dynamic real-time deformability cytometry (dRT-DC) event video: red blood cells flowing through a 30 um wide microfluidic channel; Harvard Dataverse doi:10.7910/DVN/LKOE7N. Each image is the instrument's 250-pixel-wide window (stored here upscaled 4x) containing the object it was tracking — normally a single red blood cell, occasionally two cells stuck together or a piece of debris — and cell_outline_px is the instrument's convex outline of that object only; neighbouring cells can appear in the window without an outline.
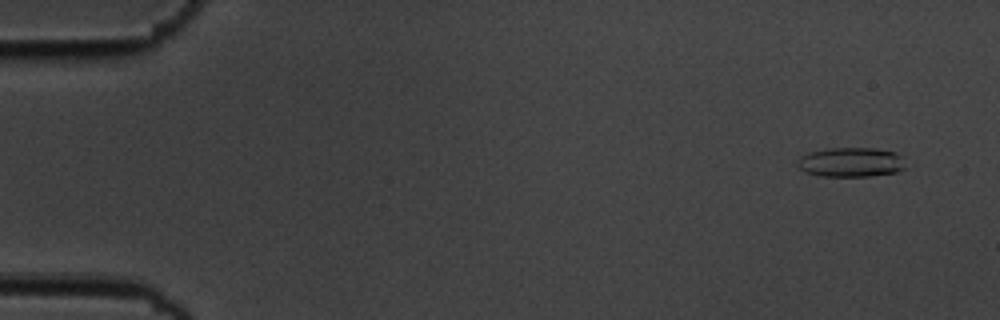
{"species": "common noctule bat (a hibernating species)", "species_latin": "Nyctalus noctula", "temperature_condition": "cold", "stored_images_in_passage": 5, "camera_frame_rate_fps": 3000, "um_per_image_px": 0.085, "animal": {"sex": "male", "body_mass_g": 19.5, "forearm_length_mm": 54.6}, "frame": {"image": 1, "passage_image": 1, "time_ms": 0.0, "image_size_px": [1000, 320], "cell_outline_px": [[904, 168], [896, 172], [872, 176], [820, 176], [804, 172], [796, 164], [796, 160], [800, 156], [808, 152], [828, 148], [872, 148], [896, 152], [900, 156]], "centroid_in_image_um": [72.25, 13.79], "position_along_channel_um": 12.7, "area_um2": 18.61}}